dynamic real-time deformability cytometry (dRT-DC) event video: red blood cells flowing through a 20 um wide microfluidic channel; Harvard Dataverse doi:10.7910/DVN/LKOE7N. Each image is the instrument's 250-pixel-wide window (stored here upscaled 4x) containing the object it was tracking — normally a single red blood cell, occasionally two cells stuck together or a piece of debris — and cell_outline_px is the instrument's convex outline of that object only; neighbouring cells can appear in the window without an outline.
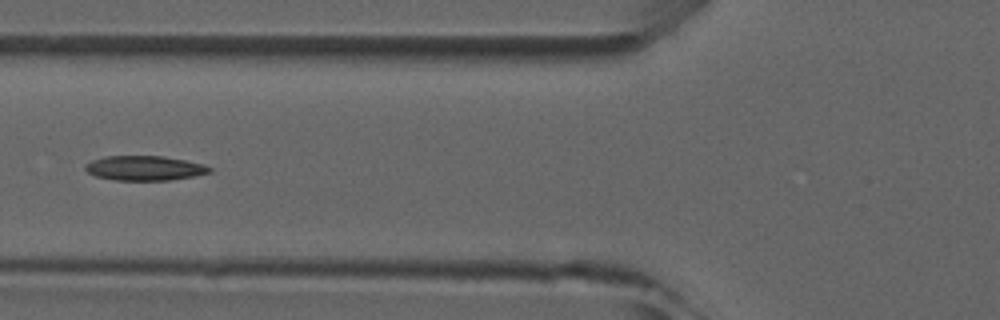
{"species": "common noctule bat (a hibernating species)", "species_latin": "Nyctalus noctula", "temperature_condition": "room temperature", "stored_images_in_passage": 7, "camera_frame_rate_fps": 3000, "um_per_image_px": 0.085, "animal": {"sex": "male", "forearm_length_mm": 52.5}, "frame": {"image": 1, "passage_image": 5, "time_ms": 4.667, "image_size_px": [1000, 320], "cell_outline_px": [[212, 172], [172, 180], [116, 180], [96, 176], [88, 172], [84, 168], [84, 164], [92, 160], [104, 156], [164, 156], [204, 164], [212, 168]], "centroid_in_image_um": [12.28, 14.28], "position_along_channel_um": 113.5, "area_um2": 17.86}}
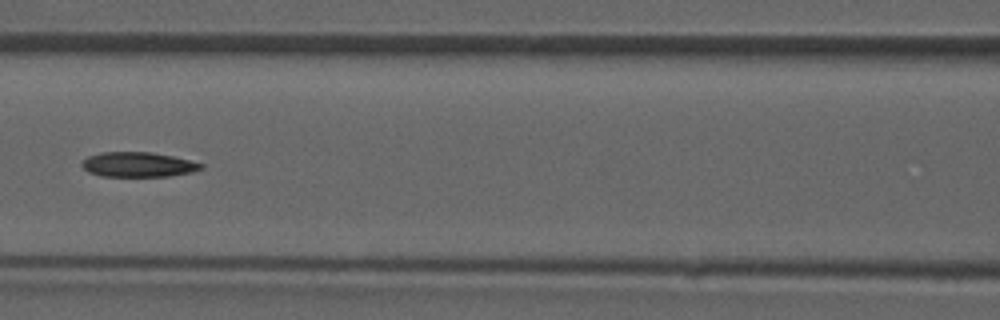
{"frame": {"image": 2, "passage_image": 6, "time_ms": 5.667, "image_size_px": [1000, 320], "cell_outline_px": [[204, 168], [192, 172], [168, 176], [100, 176], [88, 172], [80, 164], [88, 156], [100, 152], [152, 152], [172, 156], [204, 164]], "centroid_in_image_um": [11.73, 13.98], "position_along_channel_um": 154.9, "area_um2": 17.22}}